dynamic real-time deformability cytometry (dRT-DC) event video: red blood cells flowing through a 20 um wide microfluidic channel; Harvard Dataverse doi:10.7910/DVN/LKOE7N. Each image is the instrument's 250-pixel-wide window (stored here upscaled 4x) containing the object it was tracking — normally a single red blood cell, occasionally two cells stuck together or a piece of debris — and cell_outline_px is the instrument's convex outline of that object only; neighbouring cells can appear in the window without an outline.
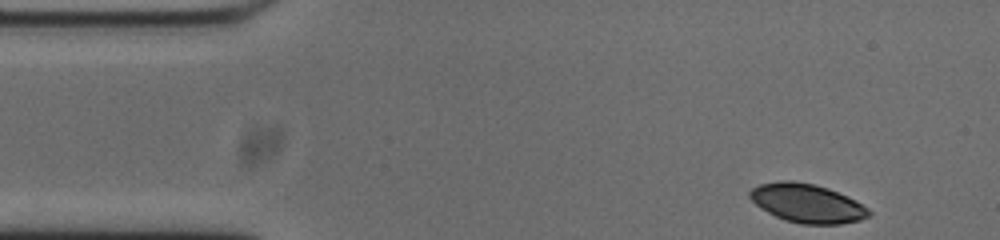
{"species": "common noctule bat (a hibernating species)", "species_latin": "Nyctalus noctula", "temperature_condition": "cold", "stored_images_in_passage": 50, "camera_frame_rate_fps": 3000, "um_per_image_px": 0.085, "animal": {"sex": "male", "body_mass_g": 20.0, "forearm_length_mm": 53.3}, "frame": {"image": 1, "passage_image": 1, "time_ms": 0.0, "image_size_px": [1000, 240], "cell_outline_px": [[872, 212], [868, 216], [860, 220], [840, 224], [804, 224], [784, 220], [760, 208], [748, 196], [748, 192], [752, 188], [760, 184], [780, 180], [792, 180], [816, 184], [828, 188], [848, 196], [856, 200], [868, 208]], "centroid_in_image_um": [68.61, 17.26], "position_along_channel_um": 16.4, "area_um2": 27.05}}
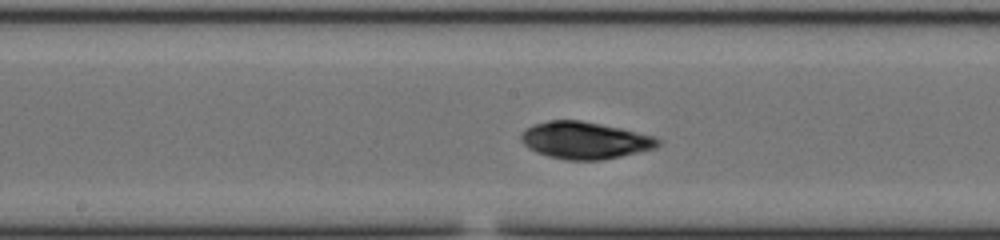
{"frame": {"image": 2, "passage_image": 22, "time_ms": 7.0, "image_size_px": [1000, 240], "cell_outline_px": [[660, 144], [656, 148], [620, 156], [600, 160], [568, 160], [548, 156], [536, 152], [528, 148], [520, 140], [520, 136], [532, 124], [548, 120], [580, 120], [620, 128], [656, 136], [660, 140]], "centroid_in_image_um": [49.71, 11.92], "position_along_channel_um": 198.5, "area_um2": 29.48}}
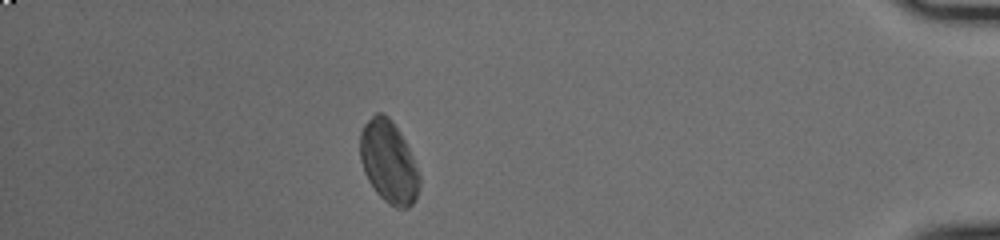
{"frame": {"image": 3, "passage_image": 43, "time_ms": 14.0, "image_size_px": [1000, 240], "cell_outline_px": [[420, 188], [416, 200], [408, 208], [396, 208], [388, 204], [376, 192], [368, 180], [364, 172], [360, 160], [360, 132], [364, 124], [376, 112], [384, 112], [392, 120], [404, 140], [412, 156], [420, 176]], "centroid_in_image_um": [33.03, 13.78], "position_along_channel_um": 402.2, "area_um2": 28.61}, "authors_computed_cell_mechanics": {"area_um2": 28.3798, "velocity_mm_per_s": 3.7127, "shape_relaxation_time_tau1_ms": 3.8698, "shape_relaxation_time_tau2_ms": 3.1465, "deformation_change_tau1": 0.1264, "deformation_change_tau2": 0.0562}}